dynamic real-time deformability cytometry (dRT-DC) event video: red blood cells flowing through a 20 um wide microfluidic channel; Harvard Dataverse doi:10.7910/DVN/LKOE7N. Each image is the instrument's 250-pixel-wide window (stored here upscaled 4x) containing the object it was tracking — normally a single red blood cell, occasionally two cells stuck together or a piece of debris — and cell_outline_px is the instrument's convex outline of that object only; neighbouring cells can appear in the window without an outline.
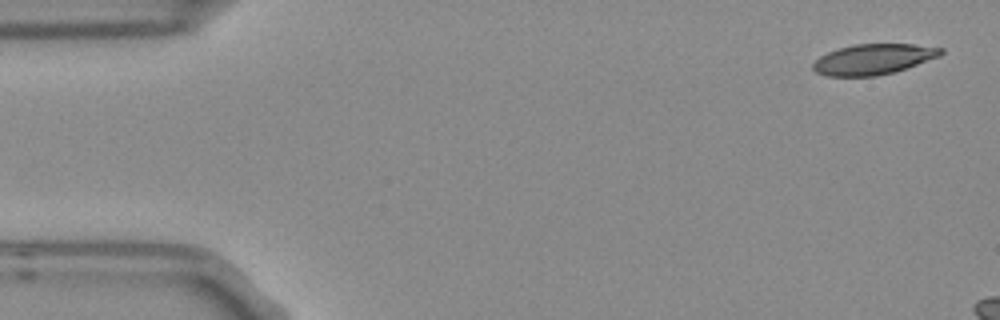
{"species": "Egyptian fruit bat (a non-hibernating species)", "species_latin": "Rousettus aegyptiacus", "temperature_condition": "room temperature", "stored_images_in_passage": 3, "camera_frame_rate_fps": 3000, "um_per_image_px": 0.085, "frame": {"image": 1, "passage_image": 1, "time_ms": 0.0, "image_size_px": [1000, 320], "cell_outline_px": [[944, 52], [940, 56], [892, 72], [876, 76], [828, 76], [816, 72], [812, 68], [812, 64], [820, 56], [836, 48], [856, 44], [912, 44], [944, 48]], "centroid_in_image_um": [74.21, 5.02], "position_along_channel_um": 10.8, "area_um2": 22.54}}